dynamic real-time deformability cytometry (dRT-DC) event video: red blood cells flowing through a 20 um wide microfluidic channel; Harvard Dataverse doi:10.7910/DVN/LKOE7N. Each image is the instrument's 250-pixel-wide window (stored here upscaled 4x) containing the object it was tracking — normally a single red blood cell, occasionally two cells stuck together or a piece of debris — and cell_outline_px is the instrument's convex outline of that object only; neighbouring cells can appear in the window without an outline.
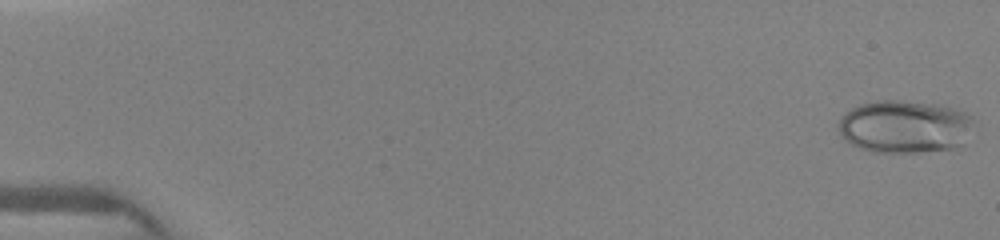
{"species": "human", "species_latin": "Homo sapiens", "temperature_condition": "warm", "stored_images_in_passage": 20, "camera_frame_rate_fps": 3000, "um_per_image_px": 0.085, "donor": {"sex": "female"}, "frame": {"image": 1, "passage_image": 1, "time_ms": 0.0, "image_size_px": [1000, 240], "cell_outline_px": [[980, 124], [960, 144], [952, 148], [920, 152], [872, 152], [860, 148], [852, 144], [840, 132], [836, 124], [852, 108], [860, 104], [880, 100], [900, 100], [940, 104], [956, 108], [972, 116]], "centroid_in_image_um": [76.99, 10.75], "position_along_channel_um": 8.0, "area_um2": 41.96}}
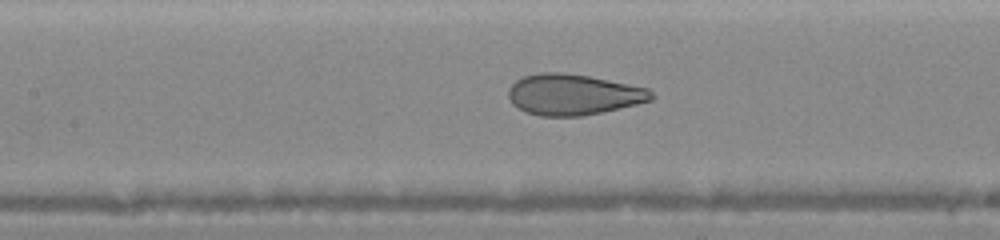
{"frame": {"image": 2, "passage_image": 17, "time_ms": 7.0, "image_size_px": [1000, 240], "cell_outline_px": [[656, 96], [652, 100], [636, 104], [600, 112], [580, 116], [540, 116], [528, 112], [512, 104], [508, 96], [508, 88], [516, 80], [524, 76], [540, 72], [560, 72], [588, 76], [648, 88]], "centroid_in_image_um": [48.71, 8.03], "position_along_channel_um": 158.7, "area_um2": 33.81}}
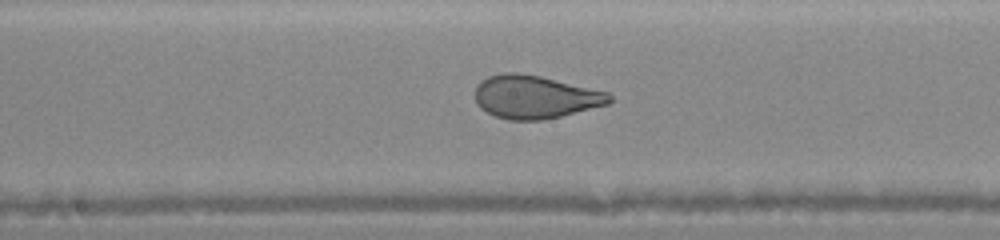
{"frame": {"image": 3, "passage_image": 20, "time_ms": 8.0, "image_size_px": [1000, 240], "cell_outline_px": [[612, 100], [608, 104], [560, 116], [540, 120], [508, 120], [496, 116], [480, 108], [476, 104], [476, 84], [480, 80], [488, 76], [504, 72], [520, 72], [540, 76], [608, 92], [612, 96]], "centroid_in_image_um": [45.45, 8.23], "position_along_channel_um": 202.8, "area_um2": 33.7}}